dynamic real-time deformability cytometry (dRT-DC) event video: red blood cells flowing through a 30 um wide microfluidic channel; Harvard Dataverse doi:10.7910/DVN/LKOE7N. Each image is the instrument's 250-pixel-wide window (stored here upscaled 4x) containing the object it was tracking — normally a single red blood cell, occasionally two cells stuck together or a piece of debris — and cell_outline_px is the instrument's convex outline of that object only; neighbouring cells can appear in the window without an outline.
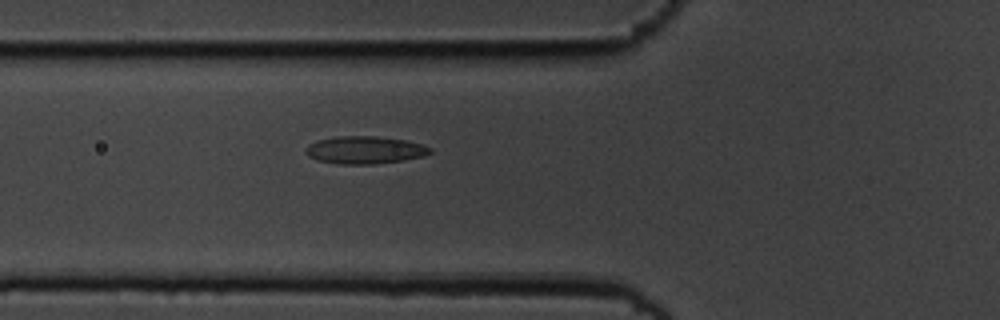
{"species": "common noctule bat (a hibernating species)", "species_latin": "Nyctalus noctula", "temperature_condition": "cold", "stored_images_in_passage": 2, "camera_frame_rate_fps": 3000, "um_per_image_px": 0.085, "animal": {"sex": "male", "body_mass_g": 19.5, "forearm_length_mm": 54.6}, "frame": {"image": 1, "passage_image": 2, "time_ms": 0.333, "image_size_px": [1000, 320], "cell_outline_px": [[432, 152], [424, 156], [404, 160], [372, 164], [336, 164], [316, 160], [308, 156], [304, 152], [304, 148], [308, 144], [316, 140], [336, 136], [376, 136], [404, 140], [420, 144], [432, 148]], "centroid_in_image_um": [30.95, 12.75], "position_along_channel_um": 94.9, "area_um2": 20.17}}